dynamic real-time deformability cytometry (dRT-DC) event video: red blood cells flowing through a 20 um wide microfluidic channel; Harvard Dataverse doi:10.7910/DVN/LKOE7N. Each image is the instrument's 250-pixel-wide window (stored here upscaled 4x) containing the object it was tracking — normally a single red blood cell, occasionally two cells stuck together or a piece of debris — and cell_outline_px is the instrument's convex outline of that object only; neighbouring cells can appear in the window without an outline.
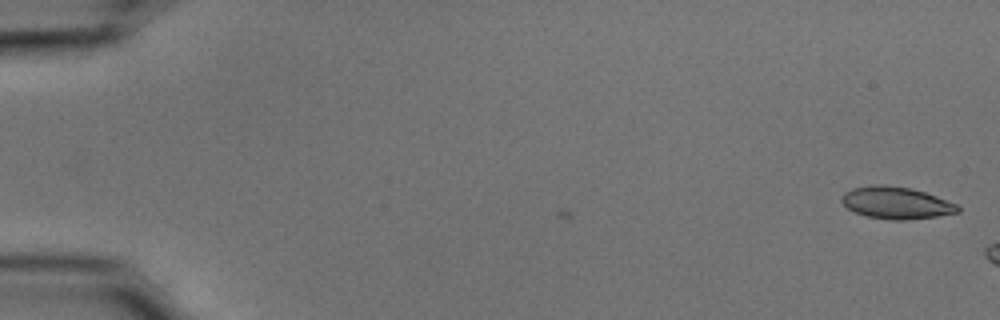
{"species": "common noctule bat (a hibernating species)", "species_latin": "Nyctalus noctula", "temperature_condition": "cold", "stored_images_in_passage": 2, "camera_frame_rate_fps": 3000, "um_per_image_px": 0.085, "animal": {"sex": "male", "body_mass_g": 15.6}, "frame": {"image": 1, "passage_image": 2, "time_ms": 0.333, "image_size_px": [1000, 320], "cell_outline_px": [[960, 212], [936, 216], [904, 220], [892, 220], [868, 216], [856, 212], [848, 208], [840, 200], [840, 196], [844, 192], [852, 188], [876, 184], [912, 188], [936, 196], [956, 204], [960, 208]], "centroid_in_image_um": [76.16, 17.23], "position_along_channel_um": 8.8, "area_um2": 21.5}}